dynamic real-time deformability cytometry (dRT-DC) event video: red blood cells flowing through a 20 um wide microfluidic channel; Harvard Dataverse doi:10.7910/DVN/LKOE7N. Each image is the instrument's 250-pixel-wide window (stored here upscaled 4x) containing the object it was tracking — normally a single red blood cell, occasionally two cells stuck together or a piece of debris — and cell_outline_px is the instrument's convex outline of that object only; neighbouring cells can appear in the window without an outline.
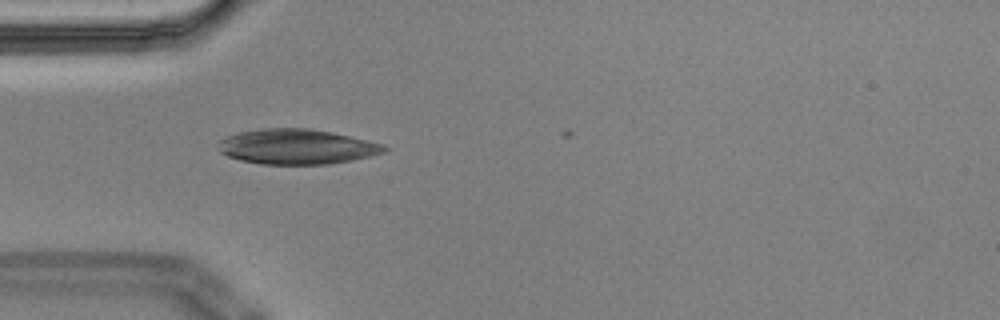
{"species": "Egyptian fruit bat (a non-hibernating species)", "species_latin": "Rousettus aegyptiacus", "temperature_condition": "cold", "stored_images_in_passage": 3, "camera_frame_rate_fps": 3000, "um_per_image_px": 0.085, "animal": {"sex": "male"}, "frame": {"image": 1, "passage_image": 2, "time_ms": 0.333, "image_size_px": [1000, 320], "cell_outline_px": [[388, 148], [384, 152], [352, 160], [328, 164], [260, 164], [240, 160], [228, 156], [220, 152], [216, 148], [216, 144], [220, 140], [228, 136], [240, 132], [264, 128], [308, 128], [332, 132], [384, 144]], "centroid_in_image_um": [25.19, 12.47], "position_along_channel_um": 59.8, "area_um2": 33.87}}